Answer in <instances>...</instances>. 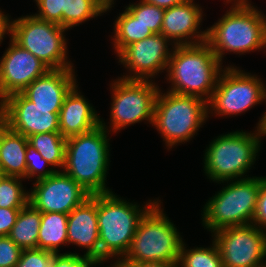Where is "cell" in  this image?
I'll list each match as a JSON object with an SVG mask.
<instances>
[{
    "label": "cell",
    "instance_id": "6da1fadb",
    "mask_svg": "<svg viewBox=\"0 0 266 267\" xmlns=\"http://www.w3.org/2000/svg\"><path fill=\"white\" fill-rule=\"evenodd\" d=\"M93 130L70 137L66 141L63 172L91 195L111 192L106 186L110 144L105 122Z\"/></svg>",
    "mask_w": 266,
    "mask_h": 267
},
{
    "label": "cell",
    "instance_id": "7a4b0ae2",
    "mask_svg": "<svg viewBox=\"0 0 266 267\" xmlns=\"http://www.w3.org/2000/svg\"><path fill=\"white\" fill-rule=\"evenodd\" d=\"M167 65L168 91L196 96L209 101L216 87L222 63L207 42L195 45H174Z\"/></svg>",
    "mask_w": 266,
    "mask_h": 267
},
{
    "label": "cell",
    "instance_id": "3957f363",
    "mask_svg": "<svg viewBox=\"0 0 266 267\" xmlns=\"http://www.w3.org/2000/svg\"><path fill=\"white\" fill-rule=\"evenodd\" d=\"M158 200H150L144 207H140L135 202L133 204L118 197L112 191L97 194L99 262L114 257L121 260L125 256L138 223Z\"/></svg>",
    "mask_w": 266,
    "mask_h": 267
},
{
    "label": "cell",
    "instance_id": "277c9868",
    "mask_svg": "<svg viewBox=\"0 0 266 267\" xmlns=\"http://www.w3.org/2000/svg\"><path fill=\"white\" fill-rule=\"evenodd\" d=\"M251 5H232L207 29L206 42L221 63L225 51L240 55L266 48V16Z\"/></svg>",
    "mask_w": 266,
    "mask_h": 267
},
{
    "label": "cell",
    "instance_id": "5b68a950",
    "mask_svg": "<svg viewBox=\"0 0 266 267\" xmlns=\"http://www.w3.org/2000/svg\"><path fill=\"white\" fill-rule=\"evenodd\" d=\"M158 200L141 218L128 252L121 260L130 265L150 262L178 264L182 237Z\"/></svg>",
    "mask_w": 266,
    "mask_h": 267
},
{
    "label": "cell",
    "instance_id": "8992f818",
    "mask_svg": "<svg viewBox=\"0 0 266 267\" xmlns=\"http://www.w3.org/2000/svg\"><path fill=\"white\" fill-rule=\"evenodd\" d=\"M255 131H235L214 139L204 153L206 176L218 184L244 179L261 147V131L259 128Z\"/></svg>",
    "mask_w": 266,
    "mask_h": 267
},
{
    "label": "cell",
    "instance_id": "52a82bcc",
    "mask_svg": "<svg viewBox=\"0 0 266 267\" xmlns=\"http://www.w3.org/2000/svg\"><path fill=\"white\" fill-rule=\"evenodd\" d=\"M208 117L207 101L204 99L170 91L162 93L159 89L152 126L156 127L168 149H171L194 137Z\"/></svg>",
    "mask_w": 266,
    "mask_h": 267
},
{
    "label": "cell",
    "instance_id": "ba28073f",
    "mask_svg": "<svg viewBox=\"0 0 266 267\" xmlns=\"http://www.w3.org/2000/svg\"><path fill=\"white\" fill-rule=\"evenodd\" d=\"M230 180L203 208L202 224L214 233L222 228L251 224L257 206L260 177Z\"/></svg>",
    "mask_w": 266,
    "mask_h": 267
},
{
    "label": "cell",
    "instance_id": "9c48e42d",
    "mask_svg": "<svg viewBox=\"0 0 266 267\" xmlns=\"http://www.w3.org/2000/svg\"><path fill=\"white\" fill-rule=\"evenodd\" d=\"M67 29L58 24L43 21L32 15L11 20L7 18V34L41 60L50 70L73 68L67 60Z\"/></svg>",
    "mask_w": 266,
    "mask_h": 267
},
{
    "label": "cell",
    "instance_id": "30bf717a",
    "mask_svg": "<svg viewBox=\"0 0 266 267\" xmlns=\"http://www.w3.org/2000/svg\"><path fill=\"white\" fill-rule=\"evenodd\" d=\"M266 86L257 75L226 66L219 74L216 87L207 102L208 114L238 115L261 102H266Z\"/></svg>",
    "mask_w": 266,
    "mask_h": 267
},
{
    "label": "cell",
    "instance_id": "8fae6325",
    "mask_svg": "<svg viewBox=\"0 0 266 267\" xmlns=\"http://www.w3.org/2000/svg\"><path fill=\"white\" fill-rule=\"evenodd\" d=\"M153 80L118 78L111 84L112 104L110 127L112 132L125 129L143 120L153 124L154 107L159 86Z\"/></svg>",
    "mask_w": 266,
    "mask_h": 267
},
{
    "label": "cell",
    "instance_id": "7c38bea8",
    "mask_svg": "<svg viewBox=\"0 0 266 267\" xmlns=\"http://www.w3.org/2000/svg\"><path fill=\"white\" fill-rule=\"evenodd\" d=\"M212 237L223 267H266V232L253 223L222 228Z\"/></svg>",
    "mask_w": 266,
    "mask_h": 267
},
{
    "label": "cell",
    "instance_id": "4fadbf2b",
    "mask_svg": "<svg viewBox=\"0 0 266 267\" xmlns=\"http://www.w3.org/2000/svg\"><path fill=\"white\" fill-rule=\"evenodd\" d=\"M0 109L1 121L25 137L38 133H59L61 108L37 107L19 92L3 99Z\"/></svg>",
    "mask_w": 266,
    "mask_h": 267
},
{
    "label": "cell",
    "instance_id": "5bb4252c",
    "mask_svg": "<svg viewBox=\"0 0 266 267\" xmlns=\"http://www.w3.org/2000/svg\"><path fill=\"white\" fill-rule=\"evenodd\" d=\"M28 202L41 212L69 214L91 196L81 185L62 170L36 180Z\"/></svg>",
    "mask_w": 266,
    "mask_h": 267
},
{
    "label": "cell",
    "instance_id": "9a60e30c",
    "mask_svg": "<svg viewBox=\"0 0 266 267\" xmlns=\"http://www.w3.org/2000/svg\"><path fill=\"white\" fill-rule=\"evenodd\" d=\"M169 42L171 41L168 38L158 33L125 46L117 56L119 62L130 70V75H124L121 78L149 80L159 72L166 71L172 54V50L168 48Z\"/></svg>",
    "mask_w": 266,
    "mask_h": 267
},
{
    "label": "cell",
    "instance_id": "2e32d148",
    "mask_svg": "<svg viewBox=\"0 0 266 267\" xmlns=\"http://www.w3.org/2000/svg\"><path fill=\"white\" fill-rule=\"evenodd\" d=\"M49 70L41 60L10 37L9 47L0 60V102L11 94L22 92Z\"/></svg>",
    "mask_w": 266,
    "mask_h": 267
},
{
    "label": "cell",
    "instance_id": "e0dca14e",
    "mask_svg": "<svg viewBox=\"0 0 266 267\" xmlns=\"http://www.w3.org/2000/svg\"><path fill=\"white\" fill-rule=\"evenodd\" d=\"M202 14V8L195 4L194 0H185L165 9L160 33L171 41L172 46L206 42L207 30H199L203 20Z\"/></svg>",
    "mask_w": 266,
    "mask_h": 267
},
{
    "label": "cell",
    "instance_id": "ac0fdd59",
    "mask_svg": "<svg viewBox=\"0 0 266 267\" xmlns=\"http://www.w3.org/2000/svg\"><path fill=\"white\" fill-rule=\"evenodd\" d=\"M67 239L68 244L87 249L84 257L99 262L97 194L88 197L68 214Z\"/></svg>",
    "mask_w": 266,
    "mask_h": 267
},
{
    "label": "cell",
    "instance_id": "d6986e66",
    "mask_svg": "<svg viewBox=\"0 0 266 267\" xmlns=\"http://www.w3.org/2000/svg\"><path fill=\"white\" fill-rule=\"evenodd\" d=\"M73 68L49 70L21 93L37 107L61 108L65 97L77 84Z\"/></svg>",
    "mask_w": 266,
    "mask_h": 267
},
{
    "label": "cell",
    "instance_id": "ffe728a7",
    "mask_svg": "<svg viewBox=\"0 0 266 267\" xmlns=\"http://www.w3.org/2000/svg\"><path fill=\"white\" fill-rule=\"evenodd\" d=\"M77 88L76 84L70 90L59 112V133L65 139L89 132L101 124L97 111Z\"/></svg>",
    "mask_w": 266,
    "mask_h": 267
},
{
    "label": "cell",
    "instance_id": "44dd1931",
    "mask_svg": "<svg viewBox=\"0 0 266 267\" xmlns=\"http://www.w3.org/2000/svg\"><path fill=\"white\" fill-rule=\"evenodd\" d=\"M27 144V137L0 120V166L4 176L26 179Z\"/></svg>",
    "mask_w": 266,
    "mask_h": 267
},
{
    "label": "cell",
    "instance_id": "7402d4cb",
    "mask_svg": "<svg viewBox=\"0 0 266 267\" xmlns=\"http://www.w3.org/2000/svg\"><path fill=\"white\" fill-rule=\"evenodd\" d=\"M68 214L58 212H41L37 249L59 253L67 239ZM59 248V249H58Z\"/></svg>",
    "mask_w": 266,
    "mask_h": 267
},
{
    "label": "cell",
    "instance_id": "603a6c76",
    "mask_svg": "<svg viewBox=\"0 0 266 267\" xmlns=\"http://www.w3.org/2000/svg\"><path fill=\"white\" fill-rule=\"evenodd\" d=\"M41 211L29 202L20 210L8 237L22 250L37 249Z\"/></svg>",
    "mask_w": 266,
    "mask_h": 267
},
{
    "label": "cell",
    "instance_id": "cb8c5ba5",
    "mask_svg": "<svg viewBox=\"0 0 266 267\" xmlns=\"http://www.w3.org/2000/svg\"><path fill=\"white\" fill-rule=\"evenodd\" d=\"M114 31L112 43L117 54L125 46L153 35L149 27L138 21L127 9L115 20Z\"/></svg>",
    "mask_w": 266,
    "mask_h": 267
},
{
    "label": "cell",
    "instance_id": "d4e9b609",
    "mask_svg": "<svg viewBox=\"0 0 266 267\" xmlns=\"http://www.w3.org/2000/svg\"><path fill=\"white\" fill-rule=\"evenodd\" d=\"M27 138L28 143L40 153L49 166L63 169L67 139L61 133H38Z\"/></svg>",
    "mask_w": 266,
    "mask_h": 267
},
{
    "label": "cell",
    "instance_id": "484cf974",
    "mask_svg": "<svg viewBox=\"0 0 266 267\" xmlns=\"http://www.w3.org/2000/svg\"><path fill=\"white\" fill-rule=\"evenodd\" d=\"M61 10L62 27L67 30L107 12L98 0H63Z\"/></svg>",
    "mask_w": 266,
    "mask_h": 267
},
{
    "label": "cell",
    "instance_id": "4316f807",
    "mask_svg": "<svg viewBox=\"0 0 266 267\" xmlns=\"http://www.w3.org/2000/svg\"><path fill=\"white\" fill-rule=\"evenodd\" d=\"M211 247L186 249L183 242L179 254L178 267H223L222 257L213 241Z\"/></svg>",
    "mask_w": 266,
    "mask_h": 267
},
{
    "label": "cell",
    "instance_id": "83f0119b",
    "mask_svg": "<svg viewBox=\"0 0 266 267\" xmlns=\"http://www.w3.org/2000/svg\"><path fill=\"white\" fill-rule=\"evenodd\" d=\"M21 179V180H20ZM22 178L3 176L0 179V208H23L29 199Z\"/></svg>",
    "mask_w": 266,
    "mask_h": 267
},
{
    "label": "cell",
    "instance_id": "f1b7e54d",
    "mask_svg": "<svg viewBox=\"0 0 266 267\" xmlns=\"http://www.w3.org/2000/svg\"><path fill=\"white\" fill-rule=\"evenodd\" d=\"M138 21L149 27L153 34L161 32L165 9L140 0L125 7Z\"/></svg>",
    "mask_w": 266,
    "mask_h": 267
},
{
    "label": "cell",
    "instance_id": "f546056e",
    "mask_svg": "<svg viewBox=\"0 0 266 267\" xmlns=\"http://www.w3.org/2000/svg\"><path fill=\"white\" fill-rule=\"evenodd\" d=\"M44 165L48 166L49 163L28 143L26 148V179H32L35 176V179L39 180L47 178L58 171L52 168L45 169Z\"/></svg>",
    "mask_w": 266,
    "mask_h": 267
},
{
    "label": "cell",
    "instance_id": "4dcf8cb0",
    "mask_svg": "<svg viewBox=\"0 0 266 267\" xmlns=\"http://www.w3.org/2000/svg\"><path fill=\"white\" fill-rule=\"evenodd\" d=\"M54 252L42 249H23L15 267H52Z\"/></svg>",
    "mask_w": 266,
    "mask_h": 267
},
{
    "label": "cell",
    "instance_id": "1f68e13d",
    "mask_svg": "<svg viewBox=\"0 0 266 267\" xmlns=\"http://www.w3.org/2000/svg\"><path fill=\"white\" fill-rule=\"evenodd\" d=\"M38 12L34 16L43 21L58 24L62 27L63 0H34Z\"/></svg>",
    "mask_w": 266,
    "mask_h": 267
},
{
    "label": "cell",
    "instance_id": "d6a6232c",
    "mask_svg": "<svg viewBox=\"0 0 266 267\" xmlns=\"http://www.w3.org/2000/svg\"><path fill=\"white\" fill-rule=\"evenodd\" d=\"M22 249L8 236L0 237V267H15Z\"/></svg>",
    "mask_w": 266,
    "mask_h": 267
},
{
    "label": "cell",
    "instance_id": "836d02e7",
    "mask_svg": "<svg viewBox=\"0 0 266 267\" xmlns=\"http://www.w3.org/2000/svg\"><path fill=\"white\" fill-rule=\"evenodd\" d=\"M106 262L89 259L78 253H54V262L52 267H93Z\"/></svg>",
    "mask_w": 266,
    "mask_h": 267
},
{
    "label": "cell",
    "instance_id": "e575fe53",
    "mask_svg": "<svg viewBox=\"0 0 266 267\" xmlns=\"http://www.w3.org/2000/svg\"><path fill=\"white\" fill-rule=\"evenodd\" d=\"M252 223L266 232V177H260L257 206Z\"/></svg>",
    "mask_w": 266,
    "mask_h": 267
},
{
    "label": "cell",
    "instance_id": "d590c367",
    "mask_svg": "<svg viewBox=\"0 0 266 267\" xmlns=\"http://www.w3.org/2000/svg\"><path fill=\"white\" fill-rule=\"evenodd\" d=\"M22 208H0V237L8 236Z\"/></svg>",
    "mask_w": 266,
    "mask_h": 267
},
{
    "label": "cell",
    "instance_id": "8d00e7d4",
    "mask_svg": "<svg viewBox=\"0 0 266 267\" xmlns=\"http://www.w3.org/2000/svg\"><path fill=\"white\" fill-rule=\"evenodd\" d=\"M146 3L158 6L159 8L168 9L174 5L183 3L185 0H144Z\"/></svg>",
    "mask_w": 266,
    "mask_h": 267
},
{
    "label": "cell",
    "instance_id": "74e56055",
    "mask_svg": "<svg viewBox=\"0 0 266 267\" xmlns=\"http://www.w3.org/2000/svg\"><path fill=\"white\" fill-rule=\"evenodd\" d=\"M0 10V44L3 41L4 35L7 33V18L9 17L8 14H3Z\"/></svg>",
    "mask_w": 266,
    "mask_h": 267
},
{
    "label": "cell",
    "instance_id": "f35d334b",
    "mask_svg": "<svg viewBox=\"0 0 266 267\" xmlns=\"http://www.w3.org/2000/svg\"><path fill=\"white\" fill-rule=\"evenodd\" d=\"M134 267H178L177 264H168L166 262H150V263H142L139 265H133Z\"/></svg>",
    "mask_w": 266,
    "mask_h": 267
},
{
    "label": "cell",
    "instance_id": "ab89813d",
    "mask_svg": "<svg viewBox=\"0 0 266 267\" xmlns=\"http://www.w3.org/2000/svg\"><path fill=\"white\" fill-rule=\"evenodd\" d=\"M115 261H114V264H110L111 266H108V267H134L133 265L127 264L120 259L115 260Z\"/></svg>",
    "mask_w": 266,
    "mask_h": 267
},
{
    "label": "cell",
    "instance_id": "60d3db41",
    "mask_svg": "<svg viewBox=\"0 0 266 267\" xmlns=\"http://www.w3.org/2000/svg\"><path fill=\"white\" fill-rule=\"evenodd\" d=\"M105 8L106 11H109L112 8V4H114V0H98Z\"/></svg>",
    "mask_w": 266,
    "mask_h": 267
},
{
    "label": "cell",
    "instance_id": "b9f144b4",
    "mask_svg": "<svg viewBox=\"0 0 266 267\" xmlns=\"http://www.w3.org/2000/svg\"><path fill=\"white\" fill-rule=\"evenodd\" d=\"M234 1V3H232ZM249 0H226L227 3H232V5H240L247 3Z\"/></svg>",
    "mask_w": 266,
    "mask_h": 267
},
{
    "label": "cell",
    "instance_id": "7bdbcfd3",
    "mask_svg": "<svg viewBox=\"0 0 266 267\" xmlns=\"http://www.w3.org/2000/svg\"><path fill=\"white\" fill-rule=\"evenodd\" d=\"M0 175H3V174H2V169H1V166H0Z\"/></svg>",
    "mask_w": 266,
    "mask_h": 267
}]
</instances>
